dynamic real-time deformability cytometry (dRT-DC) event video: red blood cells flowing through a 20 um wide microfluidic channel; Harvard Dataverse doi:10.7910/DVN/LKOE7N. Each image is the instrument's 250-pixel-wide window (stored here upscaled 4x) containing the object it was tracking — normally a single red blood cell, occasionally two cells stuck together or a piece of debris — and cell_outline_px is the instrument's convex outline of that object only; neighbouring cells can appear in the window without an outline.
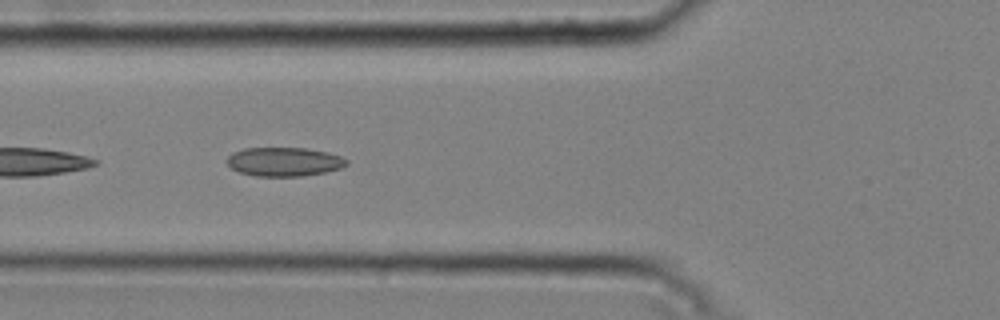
{"species": "common noctule bat (a hibernating species)", "species_latin": "Nyctalus noctula", "temperature_condition": "cold", "stored_images_in_passage": 20, "camera_frame_rate_fps": 3000, "um_per_image_px": 0.085, "animal": {"sex": "male", "body_mass_g": 20.4}, "frame": {"image": 1, "passage_image": 4, "time_ms": 1.0, "image_size_px": [1000, 320], "cell_outline_px": [[348, 164], [340, 168], [324, 172], [304, 176], [256, 176], [240, 172], [232, 168], [224, 160], [232, 152], [244, 148], [304, 148], [328, 152], [340, 156], [348, 160]], "centroid_in_image_um": [24.13, 13.74], "position_along_channel_um": 101.7, "area_um2": 20.17}}
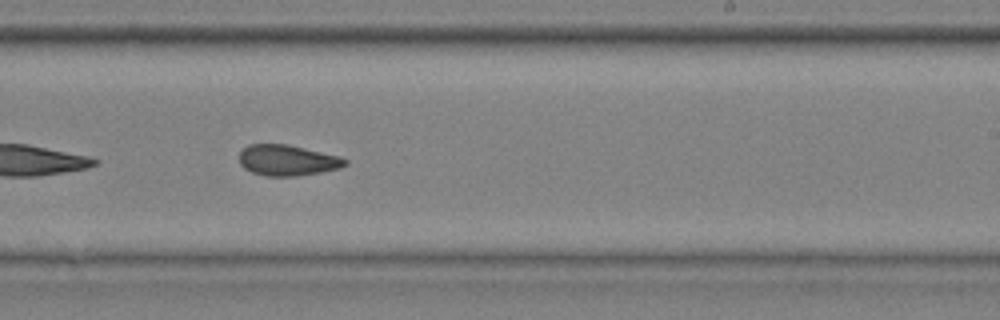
{"frame": {"image": 2, "passage_image": 17, "time_ms": 5.333, "image_size_px": [1000, 320], "cell_outline_px": [[348, 164], [340, 168], [320, 172], [296, 176], [264, 176], [252, 172], [244, 168], [240, 164], [240, 152], [248, 144], [288, 144], [340, 156], [348, 160]], "centroid_in_image_um": [24.44, 13.62], "position_along_channel_um": 264.6, "area_um2": 19.07}}